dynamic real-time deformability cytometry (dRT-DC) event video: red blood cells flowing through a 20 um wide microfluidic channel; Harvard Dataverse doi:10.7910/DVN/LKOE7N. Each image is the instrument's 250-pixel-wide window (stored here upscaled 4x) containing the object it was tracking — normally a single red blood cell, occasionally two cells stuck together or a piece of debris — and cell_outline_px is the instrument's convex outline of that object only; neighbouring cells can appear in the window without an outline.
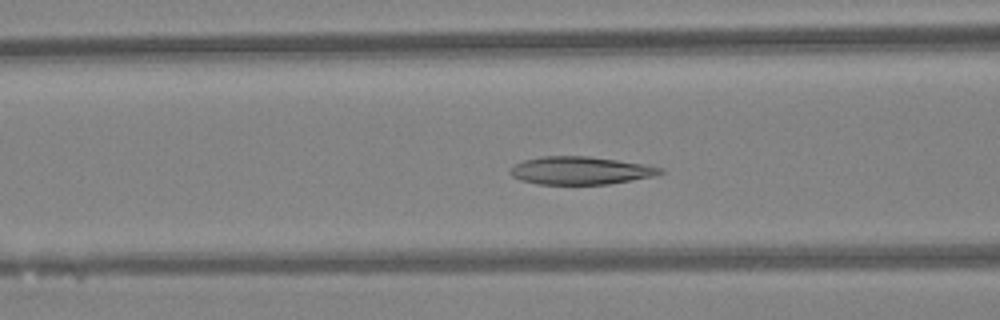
{"species": "Egyptian fruit bat (a non-hibernating species)", "species_latin": "Rousettus aegyptiacus", "temperature_condition": "warm", "stored_images_in_passage": 47, "camera_frame_rate_fps": 3000, "um_per_image_px": 0.085, "animal": {"sex": "female"}, "frame": {"image": 1, "passage_image": 19, "time_ms": 6.0, "image_size_px": [1000, 320], "cell_outline_px": [[664, 172], [652, 176], [632, 180], [608, 184], [536, 184], [520, 180], [512, 176], [508, 172], [516, 164], [524, 160], [540, 156], [588, 156], [616, 160], [664, 168]], "centroid_in_image_um": [49.29, 14.5], "position_along_channel_um": 117.3, "area_um2": 24.16}}
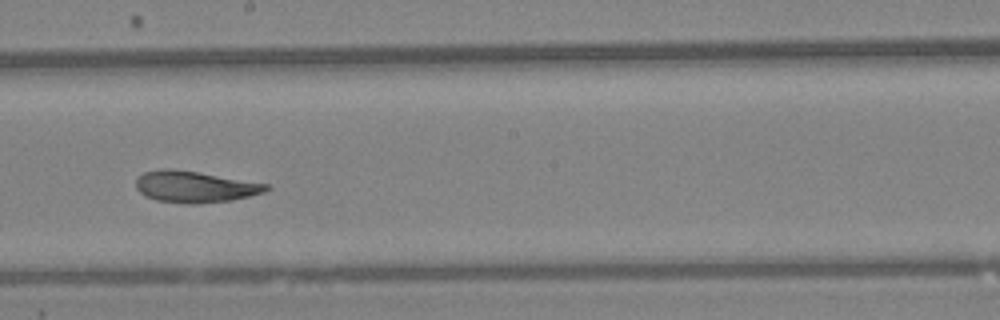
{"frame": {"image": 2, "passage_image": 27, "time_ms": 8.667, "image_size_px": [1000, 320], "cell_outline_px": [[272, 188], [264, 192], [232, 200], [196, 204], [188, 204], [156, 200], [144, 196], [136, 188], [136, 176], [144, 172], [160, 168], [172, 168], [268, 184]], "centroid_in_image_um": [16.51, 15.87], "position_along_channel_um": 231.7, "area_um2": 23.87}}
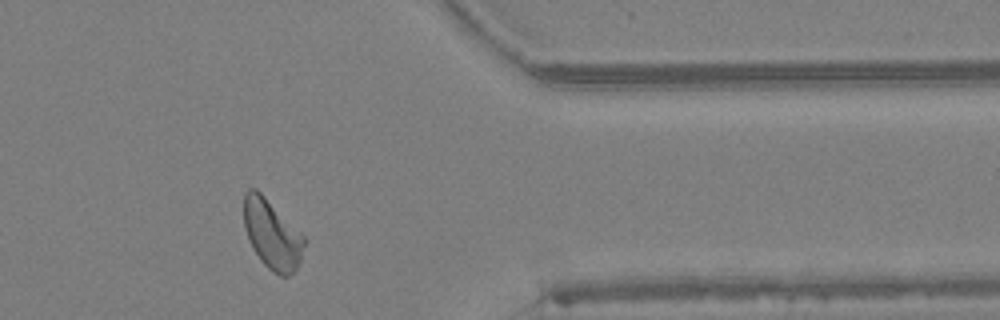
{"frame": {"image": 3, "passage_image": 39, "time_ms": 12.667, "image_size_px": [1000, 320], "cell_outline_px": [[308, 240], [300, 260], [296, 268], [288, 276], [280, 276], [272, 272], [260, 260], [252, 248], [248, 240], [244, 224], [244, 192], [248, 188], [256, 188]], "centroid_in_image_um": [23.12, 19.93], "position_along_channel_um": 388.3, "area_um2": 24.33}, "authors_computed_cell_mechanics": {"area_um2": 24.4494, "velocity_mm_per_s": 4.3142, "shape_relaxation_time_tau1_ms": 8.3645, "shape_relaxation_time_tau2_ms": 3.9444, "deformation_change_tau1": 0.2122, "deformation_change_tau2": 0.1043}}